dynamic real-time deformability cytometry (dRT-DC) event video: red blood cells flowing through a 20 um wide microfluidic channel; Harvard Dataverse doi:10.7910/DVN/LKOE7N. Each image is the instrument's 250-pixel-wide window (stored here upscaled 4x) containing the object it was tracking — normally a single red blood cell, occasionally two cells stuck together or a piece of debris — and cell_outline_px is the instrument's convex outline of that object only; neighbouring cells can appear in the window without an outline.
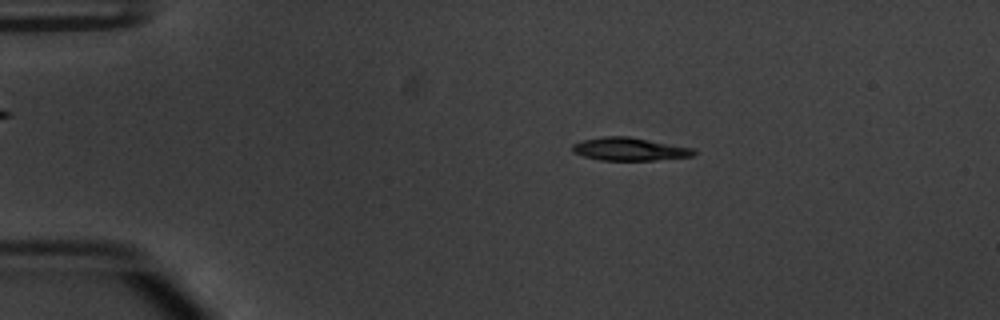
{"species": "common noctule bat (a hibernating species)", "species_latin": "Nyctalus noctula", "temperature_condition": "warm", "stored_images_in_passage": 53, "camera_frame_rate_fps": 3000, "um_per_image_px": 0.085, "animal": {"sex": "male", "body_mass_g": 20.1, "forearm_length_mm": 53.5}, "frame": {"image": 1, "passage_image": 10, "time_ms": 3.0, "image_size_px": [1000, 320], "cell_outline_px": [[696, 152], [692, 156], [656, 160], [600, 160], [584, 156], [572, 152], [572, 144], [584, 140], [604, 136], [628, 136], [696, 148]], "centroid_in_image_um": [53.53, 12.67], "position_along_channel_um": 31.5, "area_um2": 16.3}}
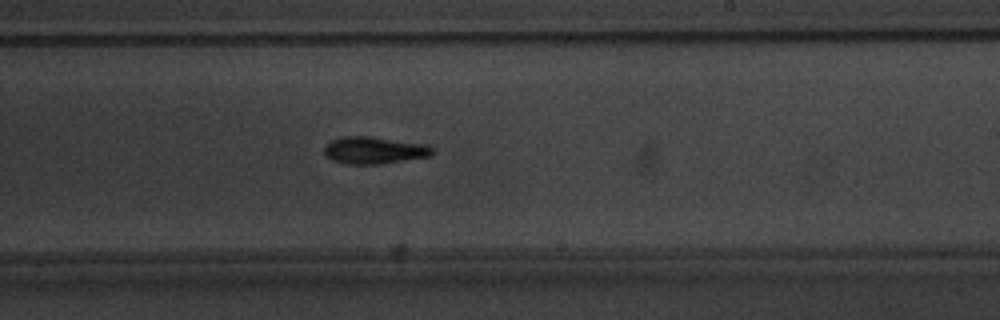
{"frame": {"image": 2, "passage_image": 32, "time_ms": 10.333, "image_size_px": [1000, 320], "cell_outline_px": [[436, 152], [432, 156], [380, 164], [344, 164], [332, 160], [324, 156], [324, 148], [332, 140], [344, 136], [368, 136], [428, 144], [436, 148]], "centroid_in_image_um": [31.87, 12.78], "position_along_channel_um": 257.1, "area_um2": 17.4}}
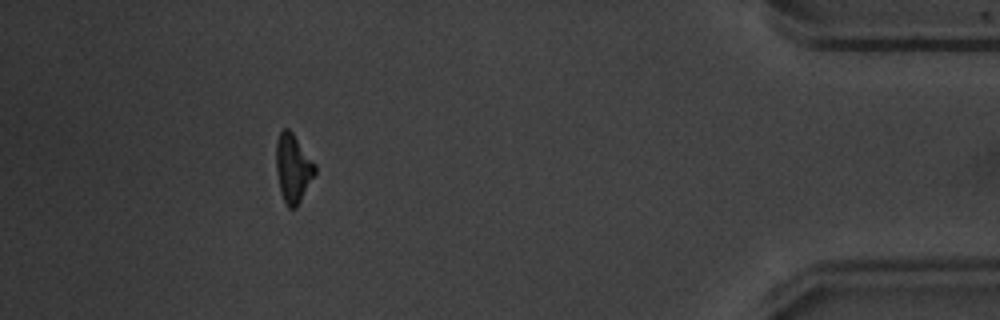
{"frame": {"image": 3, "passage_image": 48, "time_ms": 15.667, "image_size_px": [1000, 320], "cell_outline_px": [[316, 172], [296, 208], [288, 208], [280, 192], [276, 172], [276, 140], [280, 132], [284, 128], [288, 128], [292, 132], [316, 164]], "centroid_in_image_um": [24.9, 14.28], "position_along_channel_um": 410.3, "area_um2": 15.49}, "authors_computed_cell_mechanics": {"area_um2": 16.2418, "velocity_mm_per_s": 3.8253, "shape_relaxation_time_tau1_ms": 2.8303, "shape_relaxation_time_tau2_ms": 5.4386, "deformation_change_tau1": 0.1558, "deformation_change_tau2": 0.1269}}